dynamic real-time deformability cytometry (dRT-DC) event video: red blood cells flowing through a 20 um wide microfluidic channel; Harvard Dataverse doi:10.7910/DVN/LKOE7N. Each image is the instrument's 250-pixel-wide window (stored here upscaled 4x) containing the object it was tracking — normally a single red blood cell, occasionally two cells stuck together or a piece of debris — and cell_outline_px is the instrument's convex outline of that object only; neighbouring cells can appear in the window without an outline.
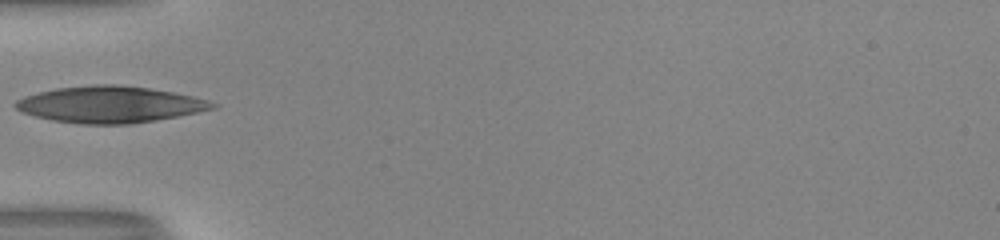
{"species": "human", "species_latin": "Homo sapiens", "temperature_condition": "room temperature", "stored_images_in_passage": 34, "camera_frame_rate_fps": 3000, "um_per_image_px": 0.085, "donor": {"sex": "male"}, "frame": {"image": 1, "passage_image": 1, "time_ms": 0.0, "image_size_px": [1000, 240], "cell_outline_px": [[220, 104], [216, 108], [156, 120], [128, 124], [80, 124], [52, 120], [36, 116], [24, 112], [16, 108], [12, 104], [16, 100], [24, 96], [56, 88], [96, 84], [116, 84], [148, 88], [172, 92], [192, 96], [208, 100]], "centroid_in_image_um": [9.34, 8.88], "position_along_channel_um": 75.7, "area_um2": 41.67}}
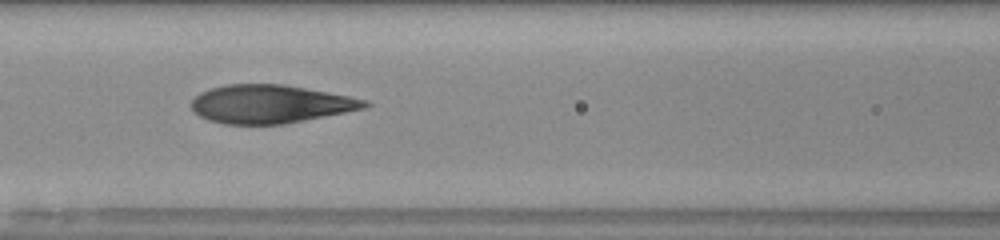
{"frame": {"image": 2, "passage_image": 6, "time_ms": 1.667, "image_size_px": [1000, 240], "cell_outline_px": [[372, 104], [368, 108], [284, 124], [224, 124], [208, 120], [200, 116], [192, 108], [192, 100], [200, 92], [212, 88], [228, 84], [284, 84], [328, 92], [368, 100]], "centroid_in_image_um": [23.02, 8.84], "position_along_channel_um": 143.6, "area_um2": 38.67}}
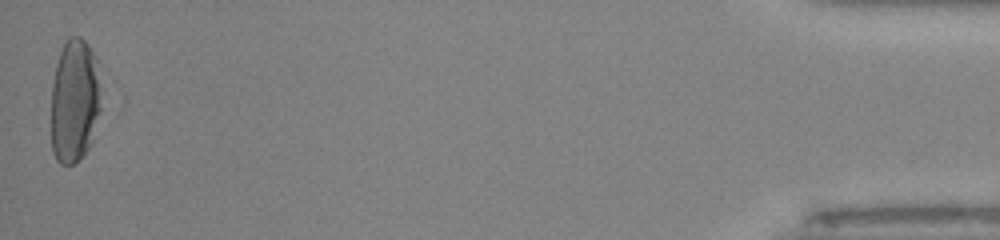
{"frame": {"image": 3, "passage_image": 34, "time_ms": 11.0, "image_size_px": [1000, 240], "cell_outline_px": [[100, 108], [92, 140], [88, 148], [72, 164], [60, 164], [56, 160], [52, 152], [52, 84], [56, 64], [60, 52], [68, 36], [80, 36], [84, 40], [92, 52], [96, 60]], "centroid_in_image_um": [6.31, 8.57], "position_along_channel_um": 428.9, "area_um2": 35.49}}